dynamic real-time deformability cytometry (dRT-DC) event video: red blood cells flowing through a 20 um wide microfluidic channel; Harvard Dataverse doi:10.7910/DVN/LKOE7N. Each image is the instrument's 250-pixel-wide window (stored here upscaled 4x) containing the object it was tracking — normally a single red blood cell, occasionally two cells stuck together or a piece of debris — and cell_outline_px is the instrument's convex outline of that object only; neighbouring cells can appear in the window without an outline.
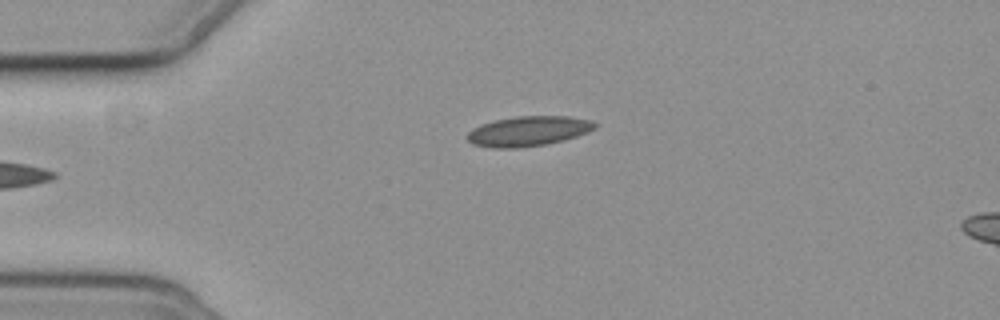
{"species": "common noctule bat (a hibernating species)", "species_latin": "Nyctalus noctula", "temperature_condition": "cold", "stored_images_in_passage": 3, "segment_of_instrument_passage": [1, 2], "camera_frame_rate_fps": 3000, "um_per_image_px": 0.085, "animal": {"sex": "female", "body_mass_g": 19.3, "forearm_length_mm": 54.1}, "frame": {"image": 1, "passage_image": 1, "time_ms": 0.0, "image_size_px": [1000, 320], "cell_outline_px": [[600, 124], [596, 128], [588, 132], [564, 140], [548, 144], [520, 148], [492, 148], [476, 144], [468, 140], [464, 136], [472, 128], [496, 120], [516, 116], [568, 116], [592, 120]], "centroid_in_image_um": [44.95, 11.15], "position_along_channel_um": 40.0, "area_um2": 22.43}}